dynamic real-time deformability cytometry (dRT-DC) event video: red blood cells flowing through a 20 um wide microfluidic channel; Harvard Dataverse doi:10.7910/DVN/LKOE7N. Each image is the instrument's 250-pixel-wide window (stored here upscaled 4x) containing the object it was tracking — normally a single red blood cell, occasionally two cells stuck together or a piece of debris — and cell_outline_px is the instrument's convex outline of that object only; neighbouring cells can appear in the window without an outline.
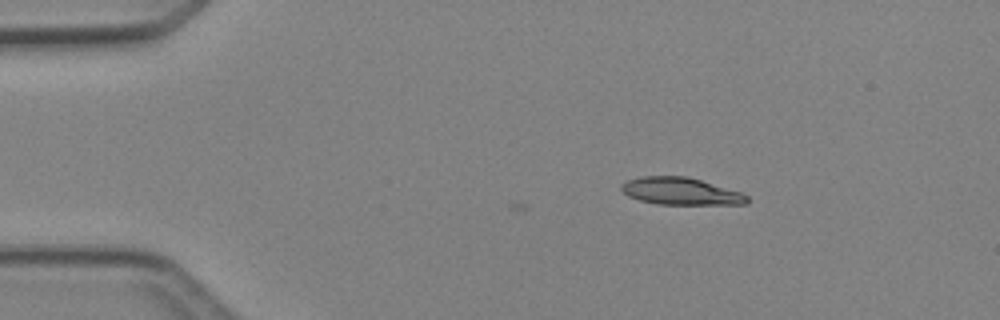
{"species": "Egyptian fruit bat (a non-hibernating species)", "species_latin": "Rousettus aegyptiacus", "temperature_condition": "cold", "stored_images_in_passage": 2, "camera_frame_rate_fps": 3000, "um_per_image_px": 0.085, "animal": {"sex": "female"}, "frame": {"image": 1, "passage_image": 2, "time_ms": 0.333, "image_size_px": [1000, 320], "cell_outline_px": [[748, 204], [656, 204], [640, 200], [628, 196], [620, 188], [620, 184], [628, 180], [640, 176], [688, 176], [740, 192], [748, 196]], "centroid_in_image_um": [57.83, 16.25], "position_along_channel_um": 27.2, "area_um2": 19.88}}